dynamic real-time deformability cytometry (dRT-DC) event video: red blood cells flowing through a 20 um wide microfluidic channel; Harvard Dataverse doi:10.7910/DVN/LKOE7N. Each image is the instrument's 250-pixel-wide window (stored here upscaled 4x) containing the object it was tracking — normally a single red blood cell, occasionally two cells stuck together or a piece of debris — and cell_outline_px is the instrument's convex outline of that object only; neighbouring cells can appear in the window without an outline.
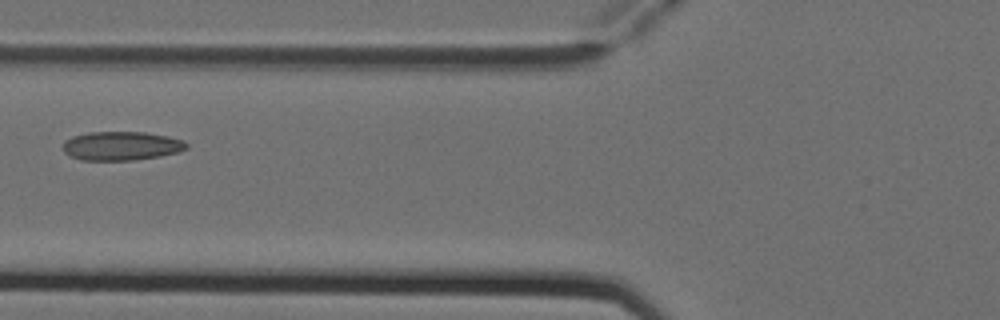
{"species": "Egyptian fruit bat (a non-hibernating species)", "species_latin": "Rousettus aegyptiacus", "temperature_condition": "cold", "stored_images_in_passage": 3, "camera_frame_rate_fps": 3000, "um_per_image_px": 0.085, "animal": {"sex": "female"}, "frame": {"image": 1, "passage_image": 3, "time_ms": 0.667, "image_size_px": [1000, 320], "cell_outline_px": [[188, 148], [176, 152], [160, 156], [132, 160], [80, 160], [68, 156], [64, 152], [64, 140], [72, 136], [88, 132], [144, 132], [168, 136], [184, 140], [188, 144]], "centroid_in_image_um": [10.3, 12.4], "position_along_channel_um": 115.5, "area_um2": 20.87}}